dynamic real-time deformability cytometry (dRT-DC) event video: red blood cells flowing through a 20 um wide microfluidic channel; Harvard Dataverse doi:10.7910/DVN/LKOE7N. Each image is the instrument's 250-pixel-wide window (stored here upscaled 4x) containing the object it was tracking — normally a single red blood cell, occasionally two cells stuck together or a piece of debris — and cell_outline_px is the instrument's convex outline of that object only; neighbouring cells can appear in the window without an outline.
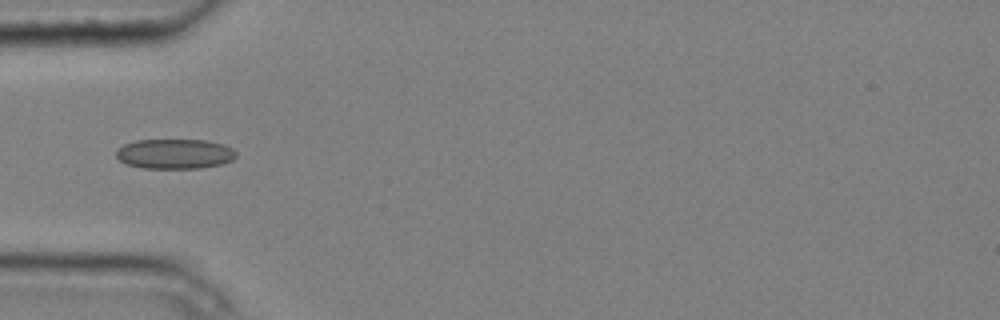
{"species": "common noctule bat (a hibernating species)", "species_latin": "Nyctalus noctula", "temperature_condition": "cold", "stored_images_in_passage": 6, "camera_frame_rate_fps": 3000, "um_per_image_px": 0.085, "animal": {"sex": "male", "body_mass_g": 20.4}, "frame": {"image": 1, "passage_image": 3, "time_ms": 0.667, "image_size_px": [1000, 320], "cell_outline_px": [[236, 156], [232, 160], [224, 164], [200, 168], [144, 168], [128, 164], [120, 160], [116, 156], [116, 148], [124, 144], [136, 140], [204, 140], [224, 144], [232, 148], [236, 152]], "centroid_in_image_um": [14.87, 13.07], "position_along_channel_um": 70.1, "area_um2": 20.98}}
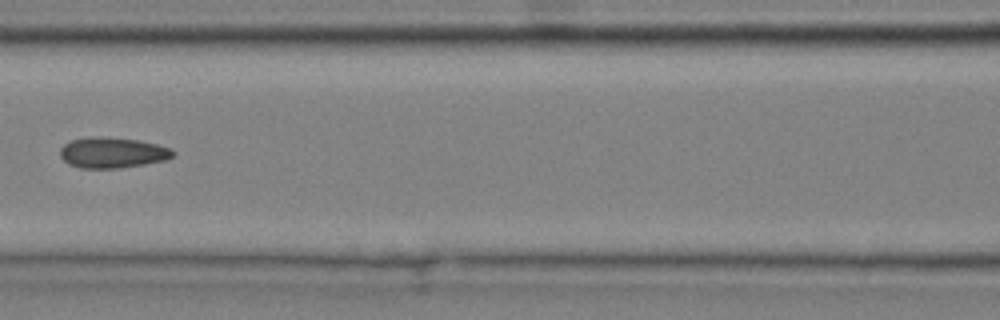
{"frame": {"image": 2, "passage_image": 5, "time_ms": 1.333, "image_size_px": [1000, 320], "cell_outline_px": [[176, 152], [168, 160], [120, 168], [80, 168], [68, 164], [60, 156], [60, 148], [64, 144], [72, 140], [88, 136], [100, 136], [140, 140], [172, 148]], "centroid_in_image_um": [9.57, 12.97], "position_along_channel_um": 157.0, "area_um2": 20.4}}
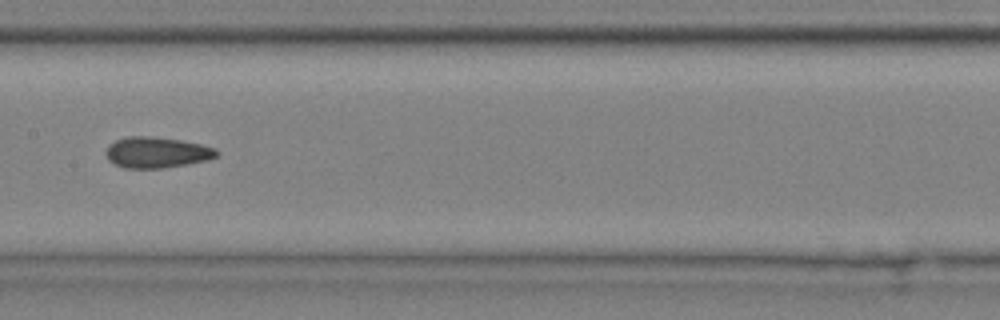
{"frame": {"image": 3, "passage_image": 6, "time_ms": 1.667, "image_size_px": [1000, 320], "cell_outline_px": [[220, 152], [216, 156], [208, 160], [188, 164], [164, 168], [124, 168], [108, 160], [104, 152], [108, 144], [124, 136], [152, 136], [180, 140], [200, 144], [216, 148]], "centroid_in_image_um": [13.3, 12.95], "position_along_channel_um": 194.1, "area_um2": 20.17}}